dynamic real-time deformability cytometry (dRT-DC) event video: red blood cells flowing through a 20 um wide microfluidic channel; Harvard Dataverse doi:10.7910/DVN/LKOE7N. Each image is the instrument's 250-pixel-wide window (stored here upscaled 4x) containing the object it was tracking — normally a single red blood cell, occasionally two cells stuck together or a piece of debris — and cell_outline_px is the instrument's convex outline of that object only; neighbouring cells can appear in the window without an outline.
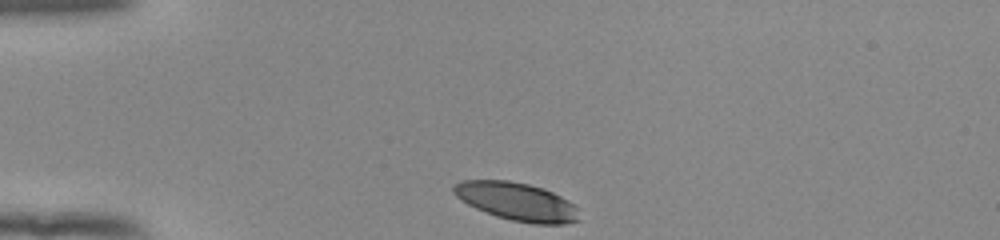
{"species": "human", "species_latin": "Homo sapiens", "temperature_condition": "room temperature", "stored_images_in_passage": 33, "camera_frame_rate_fps": 3000, "um_per_image_px": 0.085, "donor": {"sex": "female"}, "frame": {"image": 1, "passage_image": 1, "time_ms": 0.0, "image_size_px": [1000, 240], "cell_outline_px": [[580, 220], [564, 224], [532, 224], [512, 220], [496, 216], [476, 208], [460, 200], [452, 192], [452, 188], [460, 180], [508, 180], [528, 184], [544, 188], [568, 200], [576, 208]], "centroid_in_image_um": [43.91, 17.13], "position_along_channel_um": 41.1, "area_um2": 27.8}}
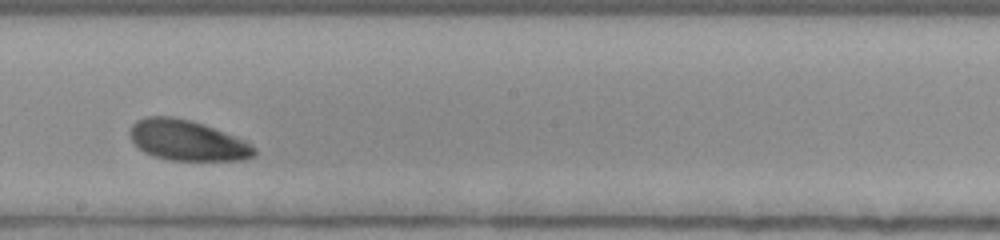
{"frame": {"image": 2, "passage_image": 19, "time_ms": 6.0, "image_size_px": [1000, 240], "cell_outline_px": [[256, 156], [244, 160], [168, 160], [144, 152], [132, 140], [128, 132], [132, 124], [136, 120], [144, 116], [172, 116], [204, 124], [244, 140], [256, 148]], "centroid_in_image_um": [15.91, 11.93], "position_along_channel_um": 232.3, "area_um2": 29.3}}
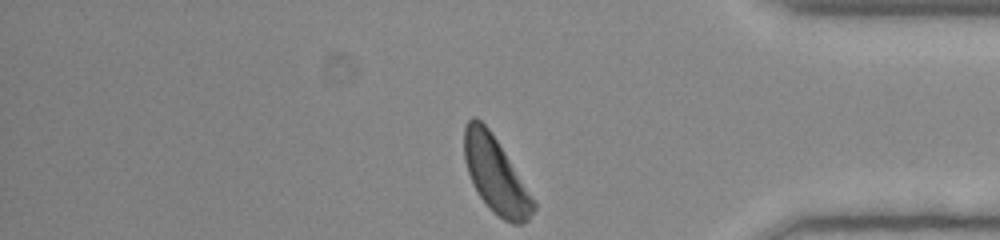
{"frame": {"image": 3, "passage_image": 33, "time_ms": 10.667, "image_size_px": [1000, 240], "cell_outline_px": [[536, 208], [528, 220], [520, 224], [512, 224], [504, 220], [492, 212], [480, 196], [472, 184], [468, 172], [464, 156], [464, 128], [468, 120], [472, 116], [476, 116], [488, 128], [504, 152], [536, 204]], "centroid_in_image_um": [42.1, 14.88], "position_along_channel_um": 393.1, "area_um2": 30.0}, "authors_computed_cell_mechanics": {"area_um2": 29.9982, "velocity_mm_per_s": 3.8468, "shape_relaxation_time_tau1_ms": 1.1838, "shape_relaxation_time_tau2_ms": null, "deformation_change_tau1": 0.0934, "deformation_change_tau2": null}}